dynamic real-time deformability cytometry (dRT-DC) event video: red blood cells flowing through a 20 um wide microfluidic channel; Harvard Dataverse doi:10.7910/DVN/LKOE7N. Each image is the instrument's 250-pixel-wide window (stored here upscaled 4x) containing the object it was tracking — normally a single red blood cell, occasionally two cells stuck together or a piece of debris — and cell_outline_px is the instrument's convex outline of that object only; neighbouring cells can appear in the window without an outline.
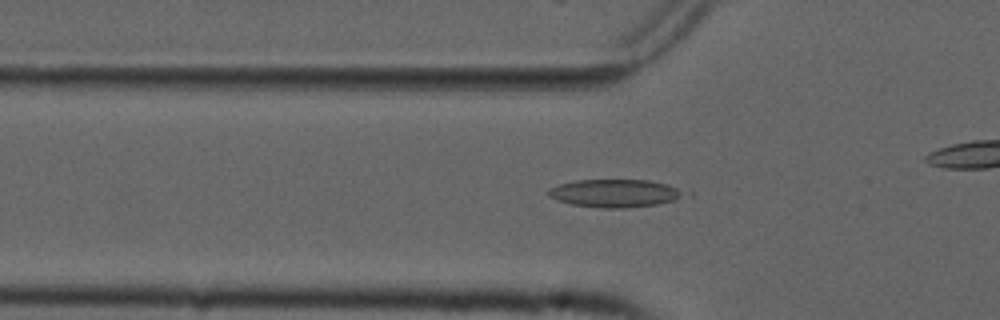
{"species": "common noctule bat (a hibernating species)", "species_latin": "Nyctalus noctula", "temperature_condition": "cold", "stored_images_in_passage": 44, "camera_frame_rate_fps": 3000, "um_per_image_px": 0.085, "animal": {"sex": "male", "forearm_length_mm": 52.5}, "frame": {"image": 1, "passage_image": 18, "time_ms": 5.667, "image_size_px": [1000, 320], "cell_outline_px": [[684, 192], [680, 196], [672, 200], [656, 204], [624, 208], [600, 208], [572, 204], [556, 200], [548, 196], [548, 188], [560, 184], [576, 180], [648, 180], [668, 184]], "centroid_in_image_um": [52.18, 16.42], "position_along_channel_um": 73.6, "area_um2": 21.73}}
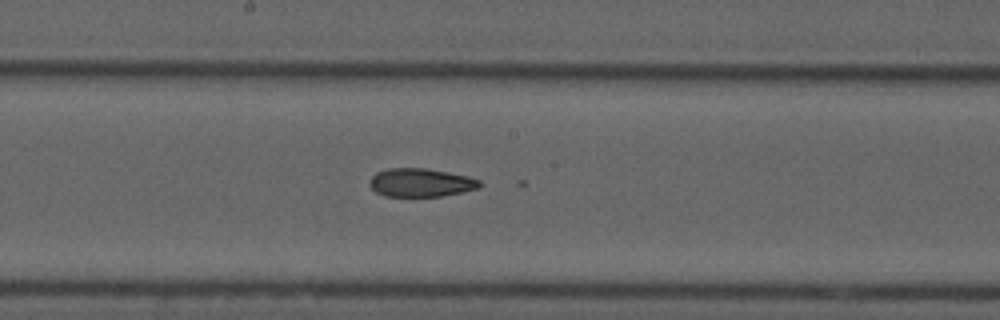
{"frame": {"image": 2, "passage_image": 29, "time_ms": 9.333, "image_size_px": [1000, 320], "cell_outline_px": [[484, 184], [480, 188], [440, 196], [384, 196], [376, 192], [368, 184], [368, 180], [376, 172], [388, 168], [424, 168], [448, 172], [468, 176], [480, 180]], "centroid_in_image_um": [35.76, 15.51], "position_along_channel_um": 212.4, "area_um2": 18.32}}
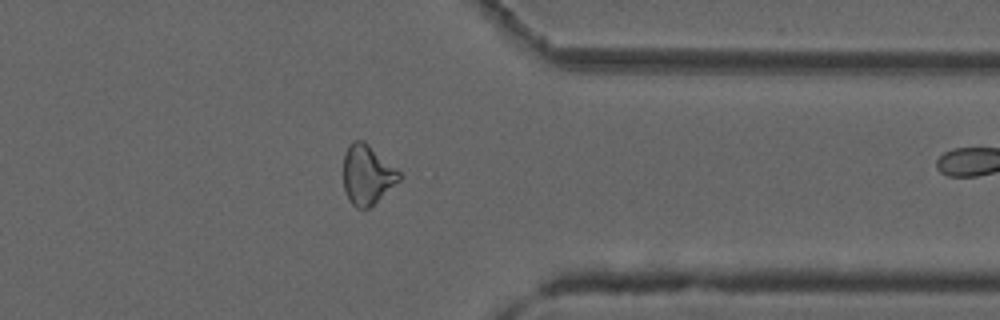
{"frame": {"image": 3, "passage_image": 43, "time_ms": 14.0, "image_size_px": [1000, 320], "cell_outline_px": [[400, 180], [368, 208], [356, 208], [348, 200], [344, 188], [344, 152], [348, 144], [352, 140], [364, 140], [396, 168], [400, 172]], "centroid_in_image_um": [31.18, 14.82], "position_along_channel_um": 380.2, "area_um2": 19.25}}